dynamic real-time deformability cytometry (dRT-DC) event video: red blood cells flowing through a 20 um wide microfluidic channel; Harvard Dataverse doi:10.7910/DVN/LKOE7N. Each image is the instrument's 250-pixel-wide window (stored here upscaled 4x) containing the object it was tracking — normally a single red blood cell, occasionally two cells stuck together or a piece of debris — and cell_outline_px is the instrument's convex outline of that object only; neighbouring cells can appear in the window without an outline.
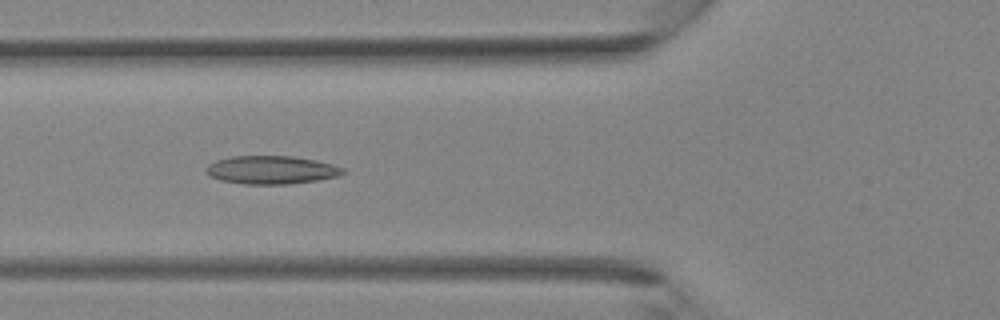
{"species": "Egyptian fruit bat (a non-hibernating species)", "species_latin": "Rousettus aegyptiacus", "temperature_condition": "room temperature", "stored_images_in_passage": 30, "camera_frame_rate_fps": 3000, "um_per_image_px": 0.085, "animal": {"sex": "female"}, "frame": {"image": 1, "passage_image": 7, "time_ms": 2.0, "image_size_px": [1000, 320], "cell_outline_px": [[344, 172], [340, 176], [316, 180], [288, 184], [244, 184], [220, 180], [208, 176], [204, 172], [204, 168], [208, 164], [216, 160], [232, 156], [292, 156], [316, 160], [332, 164], [344, 168]], "centroid_in_image_um": [23.02, 14.44], "position_along_channel_um": 102.8, "area_um2": 22.66}}
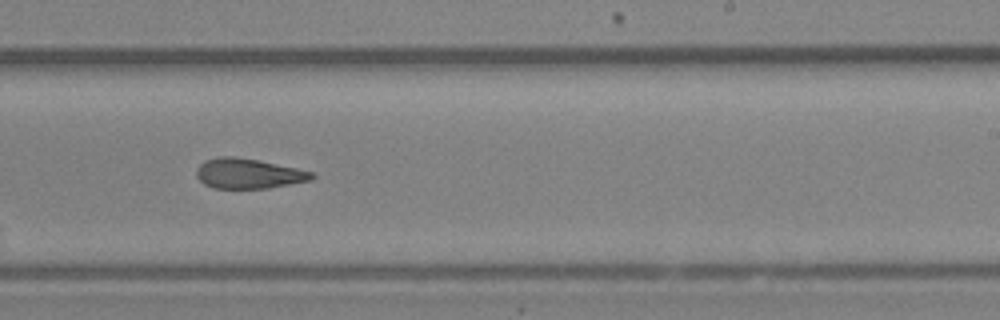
{"frame": {"image": 2, "passage_image": 16, "time_ms": 5.0, "image_size_px": [1000, 320], "cell_outline_px": [[316, 176], [312, 180], [268, 188], [212, 188], [204, 184], [196, 176], [196, 168], [204, 160], [220, 156], [232, 156], [256, 160], [296, 168], [312, 172]], "centroid_in_image_um": [21.08, 14.75], "position_along_channel_um": 267.9, "area_um2": 20.11}}
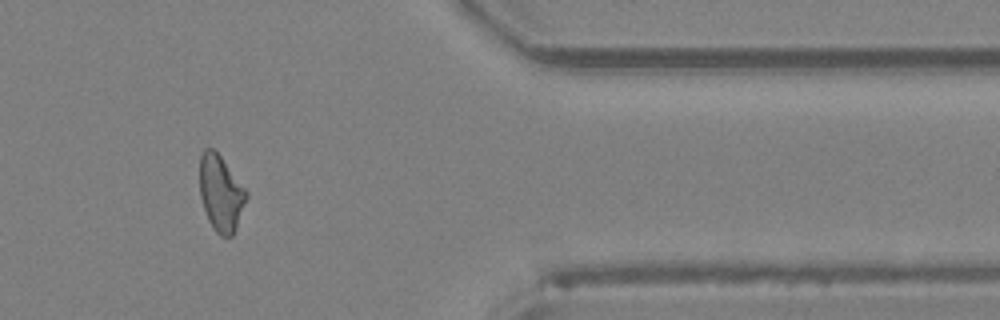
{"frame": {"image": 3, "passage_image": 24, "time_ms": 7.667, "image_size_px": [1000, 320], "cell_outline_px": [[248, 196], [236, 228], [232, 236], [220, 236], [212, 228], [208, 220], [200, 196], [200, 156], [204, 148], [212, 148], [220, 156], [248, 192]], "centroid_in_image_um": [18.76, 16.44], "position_along_channel_um": 392.6, "area_um2": 20.52}}